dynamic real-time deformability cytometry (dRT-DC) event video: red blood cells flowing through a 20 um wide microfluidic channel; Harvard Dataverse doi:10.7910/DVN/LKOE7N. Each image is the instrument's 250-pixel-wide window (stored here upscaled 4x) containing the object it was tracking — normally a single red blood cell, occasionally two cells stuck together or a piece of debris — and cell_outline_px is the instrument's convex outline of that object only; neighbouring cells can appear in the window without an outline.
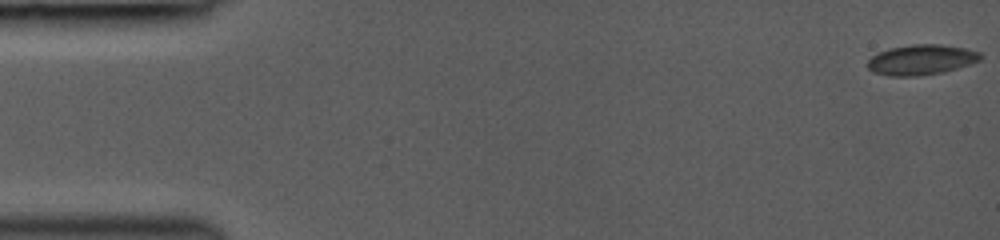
{"species": "common noctule bat (a hibernating species)", "species_latin": "Nyctalus noctula", "temperature_condition": "room temperature", "stored_images_in_passage": 46, "camera_frame_rate_fps": 3000, "um_per_image_px": 0.085, "animal": {"sex": "female", "body_mass_g": 19.0, "forearm_length_mm": 53.3}, "frame": {"image": 1, "passage_image": 1, "time_ms": 0.0, "image_size_px": [1000, 240], "cell_outline_px": [[984, 56], [980, 60], [944, 72], [916, 76], [888, 76], [872, 72], [868, 68], [868, 60], [876, 52], [888, 48], [912, 44], [940, 44], [964, 48], [980, 52]], "centroid_in_image_um": [78.27, 5.07], "position_along_channel_um": 6.7, "area_um2": 20.0}}
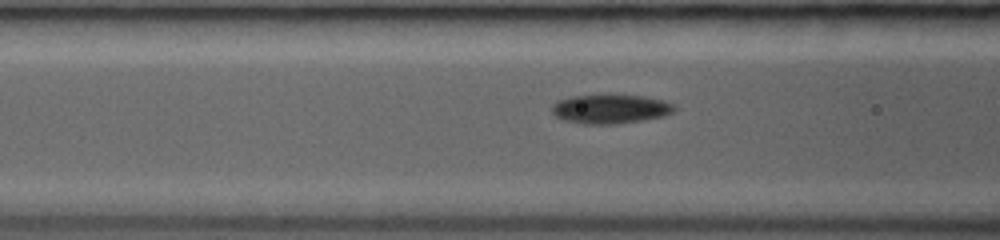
{"frame": {"image": 2, "passage_image": 19, "time_ms": 6.0, "image_size_px": [1000, 240], "cell_outline_px": [[676, 108], [672, 112], [664, 116], [616, 124], [584, 124], [564, 120], [556, 116], [552, 112], [552, 104], [556, 100], [572, 96], [608, 92], [644, 96], [664, 100], [672, 104]], "centroid_in_image_um": [51.85, 9.21], "position_along_channel_um": 114.8, "area_um2": 21.5}}
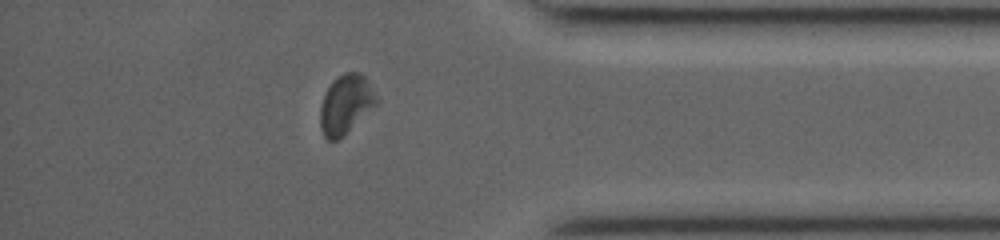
{"frame": {"image": 3, "passage_image": 40, "time_ms": 13.0, "image_size_px": [1000, 240], "cell_outline_px": [[380, 100], [376, 104], [336, 140], [328, 140], [324, 136], [320, 128], [320, 108], [324, 96], [332, 80], [336, 76], [344, 72], [360, 72], [364, 76]], "centroid_in_image_um": [29.37, 8.81], "position_along_channel_um": 405.8, "area_um2": 18.9}}